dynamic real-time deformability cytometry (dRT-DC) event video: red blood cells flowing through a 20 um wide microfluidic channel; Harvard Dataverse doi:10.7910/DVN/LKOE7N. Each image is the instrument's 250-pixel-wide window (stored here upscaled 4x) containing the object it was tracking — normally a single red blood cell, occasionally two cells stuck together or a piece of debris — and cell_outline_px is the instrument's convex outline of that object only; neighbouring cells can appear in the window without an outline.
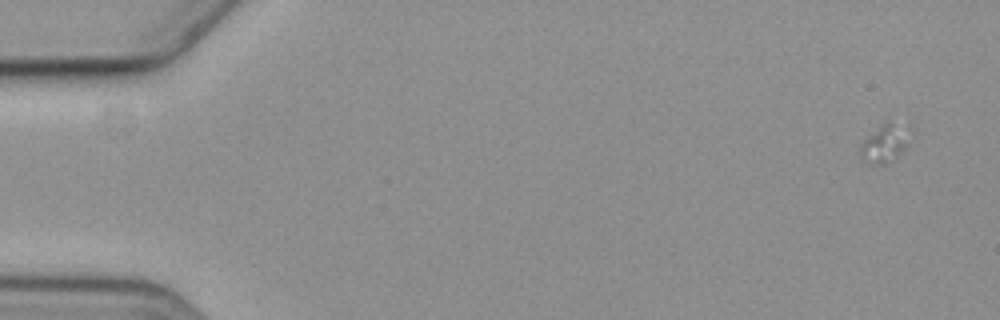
{"species": "common noctule bat (a hibernating species)", "species_latin": "Nyctalus noctula", "temperature_condition": "cold", "stored_images_in_passage": 4, "segment_of_instrument_passage": [2, 2], "camera_frame_rate_fps": 3000, "um_per_image_px": 0.085, "animal": {"sex": "female", "body_mass_g": 19.3, "forearm_length_mm": 54.1}, "frame": {"image": 1, "passage_image": 4, "time_ms": 4.0, "image_size_px": [1000, 320], "cell_outline_px": [[912, 128], [908, 144], [888, 164], [864, 164], [860, 160], [860, 144], [868, 136], [884, 124], [908, 124]], "centroid_in_image_um": [75.22, 12.23], "position_along_channel_um": 9.8, "area_um2": 11.04}}